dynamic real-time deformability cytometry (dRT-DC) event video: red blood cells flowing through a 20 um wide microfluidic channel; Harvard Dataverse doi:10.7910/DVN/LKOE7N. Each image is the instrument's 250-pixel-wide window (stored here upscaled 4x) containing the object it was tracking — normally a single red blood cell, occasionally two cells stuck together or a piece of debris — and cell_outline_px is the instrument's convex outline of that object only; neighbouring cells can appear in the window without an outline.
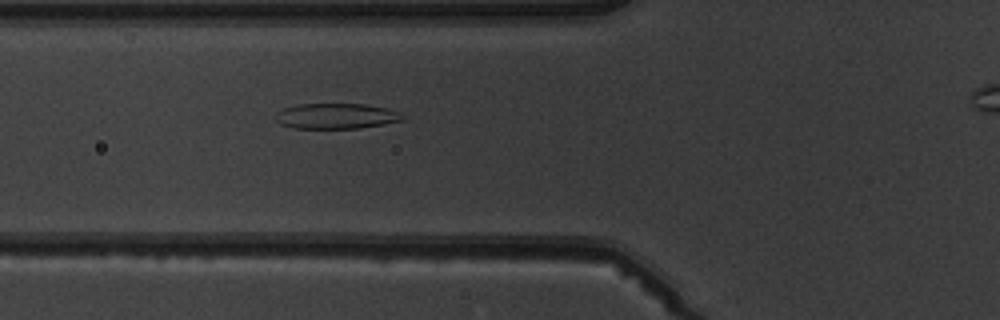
{"species": "common noctule bat (a hibernating species)", "species_latin": "Nyctalus noctula", "temperature_condition": "warm", "stored_images_in_passage": 4, "segment_of_instrument_passage": [1, 2], "camera_frame_rate_fps": 3000, "um_per_image_px": 0.085, "animal": {"sex": "male", "body_mass_g": 19.5, "forearm_length_mm": 54.6}, "frame": {"image": 1, "passage_image": 3, "time_ms": 2.333, "image_size_px": [1000, 320], "cell_outline_px": [[404, 120], [384, 124], [360, 128], [292, 128], [280, 124], [276, 120], [276, 112], [284, 108], [296, 104], [364, 104], [388, 108], [400, 112]], "centroid_in_image_um": [28.57, 9.86], "position_along_channel_um": 97.2, "area_um2": 18.9}}